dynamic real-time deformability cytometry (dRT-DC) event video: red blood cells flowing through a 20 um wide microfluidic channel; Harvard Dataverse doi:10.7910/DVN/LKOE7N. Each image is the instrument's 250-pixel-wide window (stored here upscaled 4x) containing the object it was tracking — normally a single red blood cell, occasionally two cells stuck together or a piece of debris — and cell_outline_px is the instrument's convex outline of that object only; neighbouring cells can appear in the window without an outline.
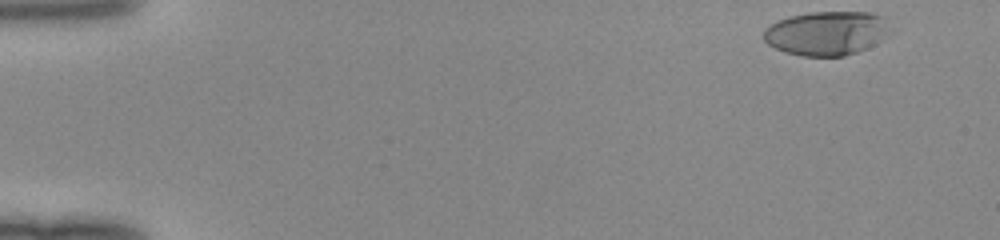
{"species": "human", "species_latin": "Homo sapiens", "temperature_condition": "room temperature", "stored_images_in_passage": 47, "camera_frame_rate_fps": 3000, "um_per_image_px": 0.085, "donor": {"sex": "female"}, "frame": {"image": 1, "passage_image": 1, "time_ms": 0.0, "image_size_px": [1000, 240], "cell_outline_px": [[892, 32], [888, 36], [856, 52], [844, 56], [800, 56], [784, 52], [768, 44], [764, 40], [764, 28], [768, 24], [776, 20], [788, 16], [808, 12], [868, 12], [888, 16], [892, 28]], "centroid_in_image_um": [70.29, 2.79], "position_along_channel_um": 14.7, "area_um2": 33.18}}
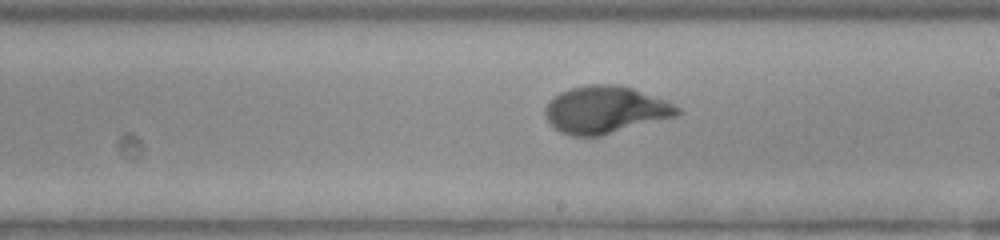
{"frame": {"image": 2, "passage_image": 27, "time_ms": 8.667, "image_size_px": [1000, 240], "cell_outline_px": [[684, 112], [676, 116], [600, 136], [572, 136], [560, 132], [548, 120], [544, 112], [544, 108], [548, 100], [560, 92], [568, 88], [588, 84], [620, 84], [668, 100], [680, 108]], "centroid_in_image_um": [51.46, 9.31], "position_along_channel_um": 237.5, "area_um2": 36.7}}
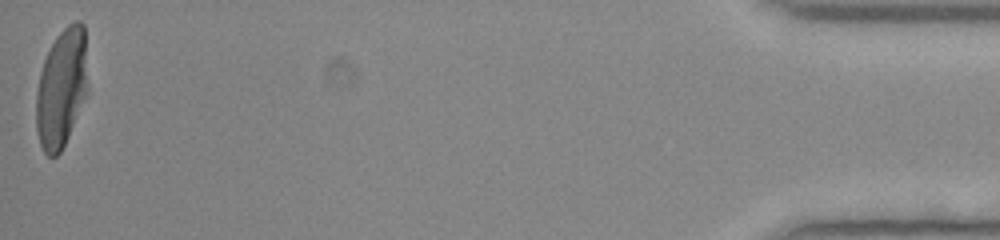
{"frame": {"image": 3, "passage_image": 47, "time_ms": 15.333, "image_size_px": [1000, 240], "cell_outline_px": [[84, 96], [68, 136], [60, 152], [56, 156], [48, 156], [44, 152], [40, 144], [36, 128], [36, 92], [40, 72], [44, 60], [56, 36], [68, 24], [76, 20], [80, 20], [84, 24]], "centroid_in_image_um": [5.15, 7.5], "position_along_channel_um": 430.0, "area_um2": 34.33}}